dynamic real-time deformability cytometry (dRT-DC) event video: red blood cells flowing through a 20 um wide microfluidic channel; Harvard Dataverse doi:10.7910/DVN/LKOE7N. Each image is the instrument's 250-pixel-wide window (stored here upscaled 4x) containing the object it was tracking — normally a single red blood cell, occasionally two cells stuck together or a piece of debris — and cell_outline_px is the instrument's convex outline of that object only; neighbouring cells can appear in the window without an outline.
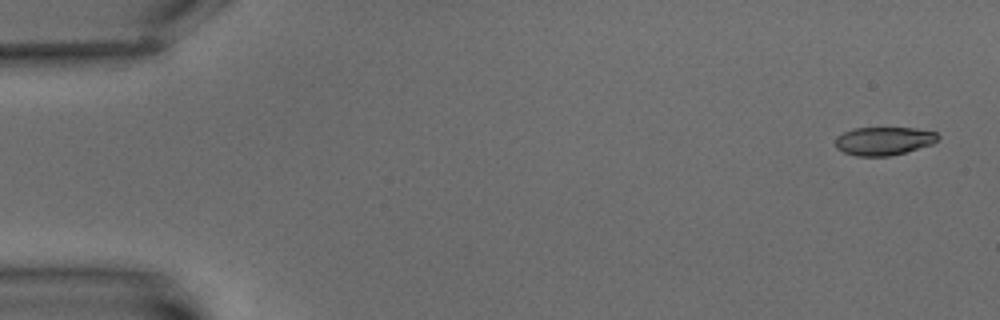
{"species": "common noctule bat (a hibernating species)", "species_latin": "Nyctalus noctula", "temperature_condition": "warm", "stored_images_in_passage": 7, "camera_frame_rate_fps": 3000, "um_per_image_px": 0.085, "animal": {"sex": "male", "body_mass_g": 15.6}, "frame": {"image": 1, "passage_image": 1, "time_ms": 0.0, "image_size_px": [1000, 320], "cell_outline_px": [[940, 136], [932, 144], [904, 152], [888, 156], [856, 156], [844, 152], [836, 148], [836, 136], [852, 128], [916, 128], [936, 132]], "centroid_in_image_um": [75.1, 11.97], "position_along_channel_um": 9.9, "area_um2": 16.82}}
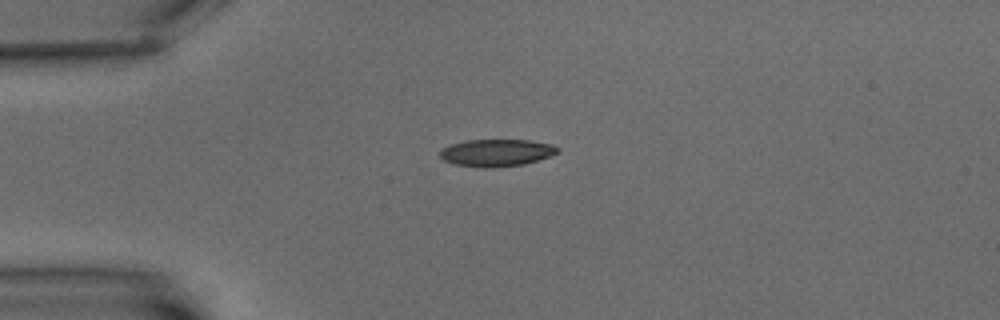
{"frame": {"image": 2, "passage_image": 5, "time_ms": 4.667, "image_size_px": [1000, 320], "cell_outline_px": [[560, 152], [524, 164], [492, 168], [484, 168], [456, 164], [444, 160], [440, 156], [440, 152], [444, 148], [452, 144], [464, 140], [528, 140], [552, 144], [560, 148]], "centroid_in_image_um": [42.23, 12.98], "position_along_channel_um": 42.8, "area_um2": 18.5}}
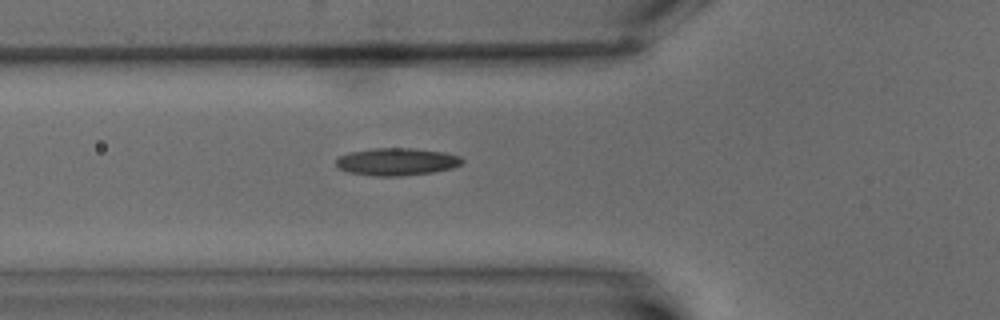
{"frame": {"image": 3, "passage_image": 7, "time_ms": 7.0, "image_size_px": [1000, 320], "cell_outline_px": [[464, 160], [460, 164], [452, 168], [432, 172], [400, 176], [372, 176], [348, 172], [336, 168], [336, 160], [340, 156], [348, 152], [372, 148], [412, 148], [444, 152], [460, 156]], "centroid_in_image_um": [33.68, 13.74], "position_along_channel_um": 92.1, "area_um2": 20.29}}